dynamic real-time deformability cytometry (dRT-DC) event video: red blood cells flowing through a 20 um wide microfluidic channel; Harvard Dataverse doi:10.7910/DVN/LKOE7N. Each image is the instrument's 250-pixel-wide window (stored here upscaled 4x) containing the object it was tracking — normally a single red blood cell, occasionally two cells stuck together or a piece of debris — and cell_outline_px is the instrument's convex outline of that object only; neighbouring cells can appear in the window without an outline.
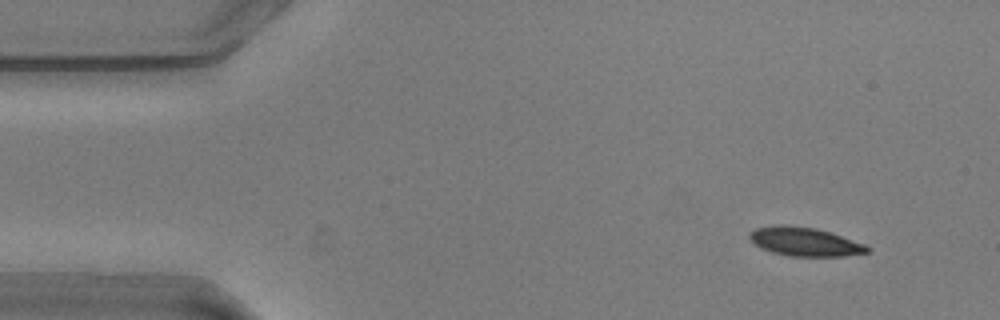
{"species": "common noctule bat (a hibernating species)", "species_latin": "Nyctalus noctula", "temperature_condition": "warm", "stored_images_in_passage": 52, "camera_frame_rate_fps": 3000, "um_per_image_px": 0.085, "animal": {"sex": "male", "body_mass_g": 20.5, "forearm_length_mm": 52.5}, "frame": {"image": 1, "passage_image": 1, "time_ms": 0.0, "image_size_px": [1000, 320], "cell_outline_px": [[872, 248], [868, 252], [844, 256], [788, 256], [772, 252], [760, 248], [748, 236], [748, 232], [756, 228], [772, 224], [784, 224], [816, 228], [864, 244]], "centroid_in_image_um": [68.35, 20.53], "position_along_channel_um": 16.6, "area_um2": 19.71}}
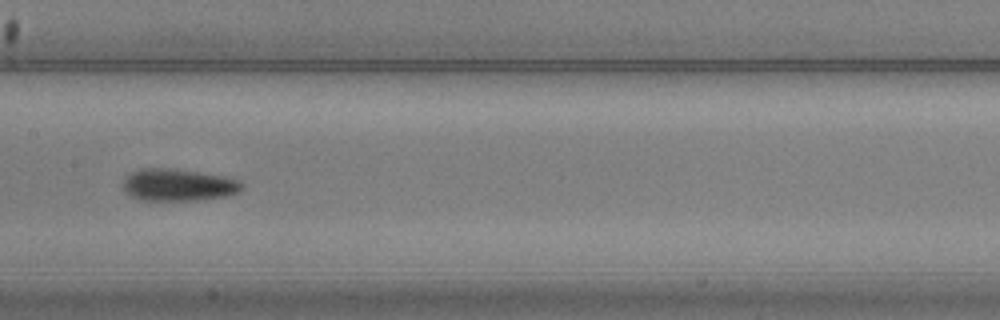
{"frame": {"image": 2, "passage_image": 23, "time_ms": 7.333, "image_size_px": [1000, 320], "cell_outline_px": [[244, 188], [240, 192], [228, 196], [200, 200], [140, 200], [128, 196], [124, 188], [124, 180], [132, 172], [140, 168], [176, 168], [224, 176], [240, 180], [244, 184]], "centroid_in_image_um": [15.2, 15.72], "position_along_channel_um": 192.2, "area_um2": 22.6}}
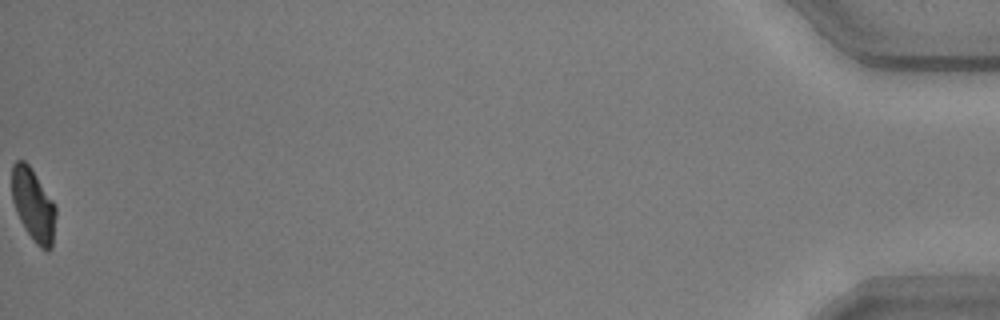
{"frame": {"image": 3, "passage_image": 52, "time_ms": 17.0, "image_size_px": [1000, 320], "cell_outline_px": [[56, 216], [52, 248], [48, 252], [40, 248], [36, 244], [24, 228], [16, 212], [12, 200], [12, 164], [16, 160], [24, 160], [32, 168], [56, 204]], "centroid_in_image_um": [2.85, 17.42], "position_along_channel_um": 432.4, "area_um2": 18.96}, "authors_computed_cell_mechanics": {"area_um2": 20.6057, "velocity_mm_per_s": 3.5904, "shape_relaxation_time_tau1_ms": 3.7186, "shape_relaxation_time_tau2_ms": 5.5411, "deformation_change_tau1": 0.1136, "deformation_change_tau2": 0.1086}}